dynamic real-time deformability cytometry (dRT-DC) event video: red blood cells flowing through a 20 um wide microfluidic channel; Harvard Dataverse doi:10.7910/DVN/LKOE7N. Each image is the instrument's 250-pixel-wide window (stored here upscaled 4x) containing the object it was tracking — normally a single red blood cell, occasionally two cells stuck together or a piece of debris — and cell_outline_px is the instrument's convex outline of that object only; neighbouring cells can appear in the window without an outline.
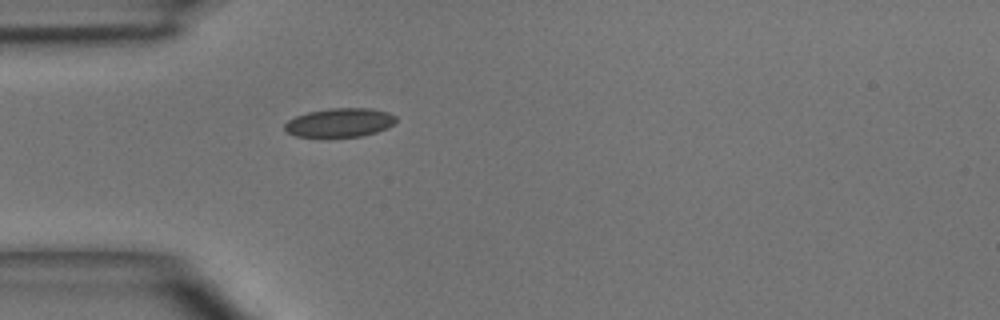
{"species": "common noctule bat (a hibernating species)", "species_latin": "Nyctalus noctula", "temperature_condition": "room temperature", "stored_images_in_passage": 1, "camera_frame_rate_fps": 3000, "um_per_image_px": 0.085, "animal": {"sex": "male", "body_mass_g": 15.6}, "frame": {"image": 1, "passage_image": 1, "time_ms": 0.0, "image_size_px": [1000, 320], "cell_outline_px": [[396, 120], [388, 128], [376, 132], [360, 136], [328, 140], [296, 136], [288, 132], [284, 128], [284, 124], [288, 120], [296, 116], [308, 112], [328, 108], [372, 108], [388, 112], [396, 116]], "centroid_in_image_um": [28.85, 10.46], "position_along_channel_um": 56.2, "area_um2": 19.48}}